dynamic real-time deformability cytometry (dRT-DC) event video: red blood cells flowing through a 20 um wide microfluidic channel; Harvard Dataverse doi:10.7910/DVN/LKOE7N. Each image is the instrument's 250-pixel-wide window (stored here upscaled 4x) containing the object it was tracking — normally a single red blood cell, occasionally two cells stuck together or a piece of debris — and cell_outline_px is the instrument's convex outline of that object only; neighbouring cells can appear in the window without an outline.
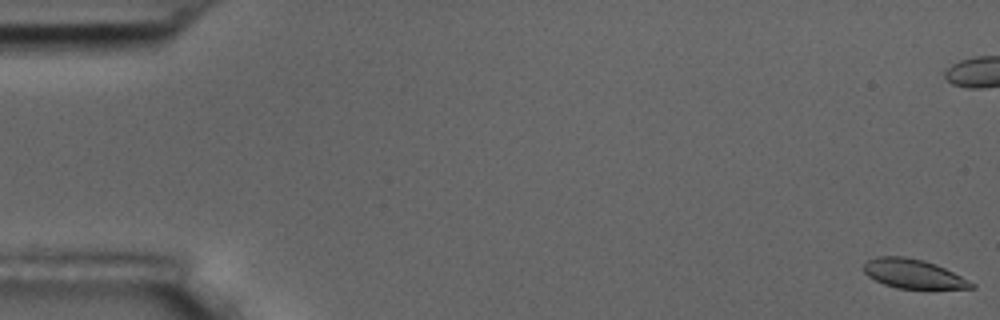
{"species": "common noctule bat (a hibernating species)", "species_latin": "Nyctalus noctula", "temperature_condition": "room temperature", "stored_images_in_passage": 17, "camera_frame_rate_fps": 3000, "um_per_image_px": 0.085, "animal": {"sex": "male", "body_mass_g": 17.5, "forearm_length_mm": 52.3}, "frame": {"image": 1, "passage_image": 1, "time_ms": 0.0, "image_size_px": [1000, 320], "cell_outline_px": [[976, 288], [896, 288], [884, 284], [868, 276], [864, 272], [864, 260], [876, 256], [904, 256], [924, 260], [936, 264], [976, 284]], "centroid_in_image_um": [77.58, 23.25], "position_along_channel_um": 7.4, "area_um2": 18.21}}
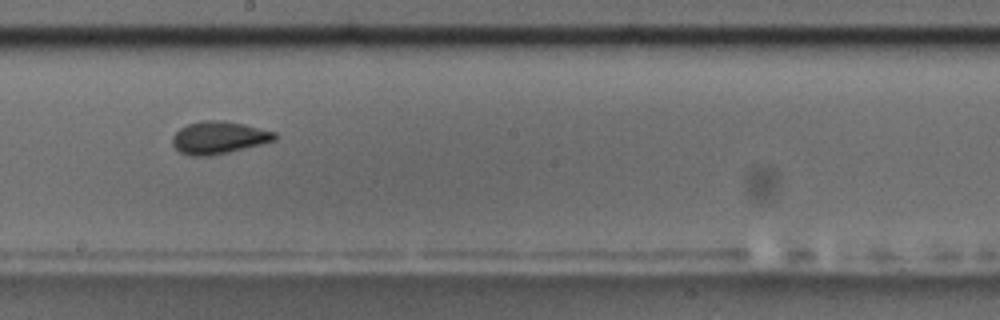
{"frame": {"image": 2, "passage_image": 10, "time_ms": 11.333, "image_size_px": [1000, 320], "cell_outline_px": [[276, 140], [228, 152], [208, 156], [188, 156], [180, 152], [172, 144], [172, 136], [180, 128], [188, 124], [204, 120], [220, 120], [244, 124], [276, 132]], "centroid_in_image_um": [18.57, 11.7], "position_along_channel_um": 229.6, "area_um2": 19.25}, "authors_computed_cell_mechanics": {"area_um2": 19.4208, "velocity_mm_per_s": 3.6341, "shape_relaxation_time_tau1_ms": 7.1315, "shape_relaxation_time_tau2_ms": 1.0337, "deformation_change_tau1": 0.1619, "deformation_change_tau2": 0.0297}}